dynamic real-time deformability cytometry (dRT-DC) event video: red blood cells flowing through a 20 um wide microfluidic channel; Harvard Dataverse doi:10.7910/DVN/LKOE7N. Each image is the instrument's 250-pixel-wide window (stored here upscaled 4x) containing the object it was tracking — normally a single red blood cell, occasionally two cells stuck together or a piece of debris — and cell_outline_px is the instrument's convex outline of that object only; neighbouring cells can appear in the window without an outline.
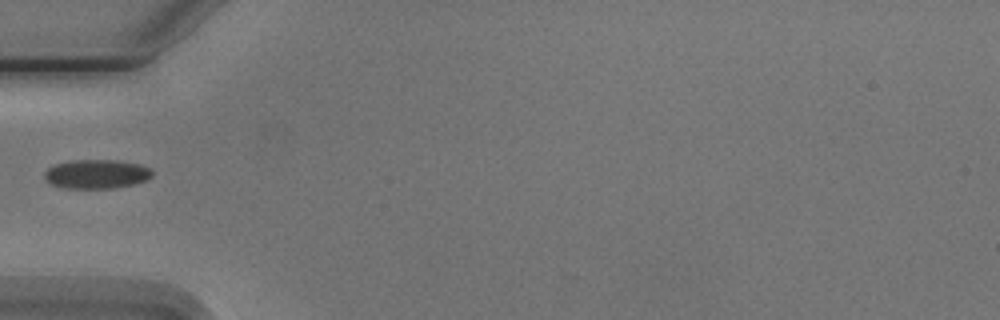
{"species": "Egyptian fruit bat (a non-hibernating species)", "species_latin": "Rousettus aegyptiacus", "temperature_condition": "cold", "stored_images_in_passage": 2, "camera_frame_rate_fps": 3000, "um_per_image_px": 0.085, "animal": {"sex": "male"}, "frame": {"image": 1, "passage_image": 1, "time_ms": 0.0, "image_size_px": [1000, 320], "cell_outline_px": [[152, 176], [148, 180], [132, 184], [112, 188], [64, 188], [52, 184], [44, 180], [44, 172], [48, 168], [56, 164], [72, 160], [116, 160], [140, 164], [152, 168]], "centroid_in_image_um": [8.21, 14.79], "position_along_channel_um": 76.8, "area_um2": 18.32}}
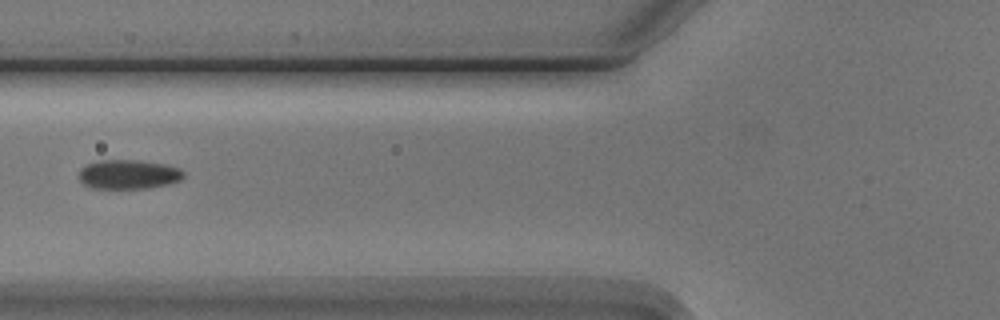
{"frame": {"image": 2, "passage_image": 2, "time_ms": 1.0, "image_size_px": [1000, 320], "cell_outline_px": [[184, 176], [180, 180], [168, 184], [148, 188], [92, 188], [84, 184], [80, 180], [80, 168], [88, 164], [100, 160], [136, 160], [164, 164], [180, 168], [184, 172]], "centroid_in_image_um": [10.94, 14.82], "position_along_channel_um": 114.9, "area_um2": 17.74}}